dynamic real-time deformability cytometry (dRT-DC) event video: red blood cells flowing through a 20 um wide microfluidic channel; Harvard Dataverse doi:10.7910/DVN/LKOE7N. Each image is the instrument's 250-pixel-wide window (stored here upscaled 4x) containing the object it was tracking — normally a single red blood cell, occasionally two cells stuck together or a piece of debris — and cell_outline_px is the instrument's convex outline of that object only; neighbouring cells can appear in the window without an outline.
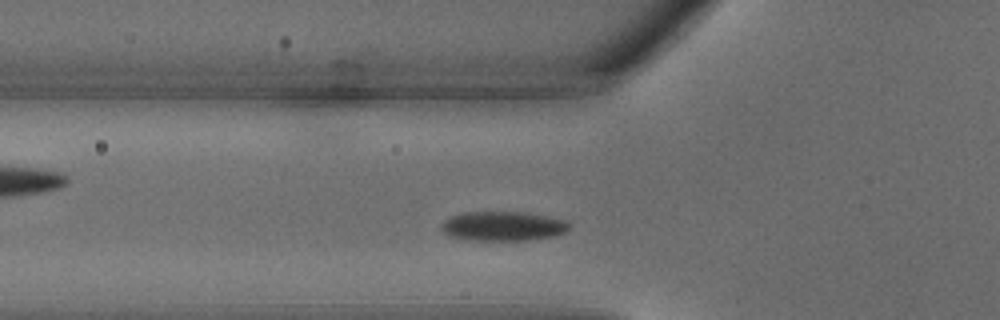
{"species": "common noctule bat (a hibernating species)", "species_latin": "Nyctalus noctula", "temperature_condition": "warm", "stored_images_in_passage": 27, "camera_frame_rate_fps": 3000, "um_per_image_px": 0.085, "animal": {"sex": "male", "body_mass_g": 18.8}, "frame": {"image": 1, "passage_image": 4, "time_ms": 1.0, "image_size_px": [1000, 320], "cell_outline_px": [[568, 228], [564, 232], [556, 236], [532, 240], [468, 240], [448, 236], [440, 228], [440, 224], [444, 220], [452, 216], [464, 212], [528, 212], [568, 220]], "centroid_in_image_um": [42.75, 19.22], "position_along_channel_um": 83.0, "area_um2": 22.2}}
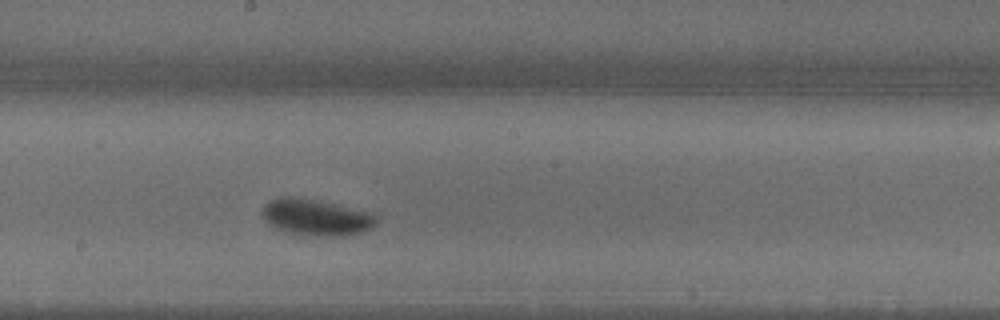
{"frame": {"image": 2, "passage_image": 11, "time_ms": 3.333, "image_size_px": [1000, 320], "cell_outline_px": [[380, 216], [376, 224], [372, 228], [348, 236], [316, 236], [288, 232], [276, 228], [268, 224], [260, 212], [264, 204], [272, 200], [288, 196], [312, 200], [376, 212]], "centroid_in_image_um": [26.94, 18.49], "position_along_channel_um": 221.3, "area_um2": 24.28}}
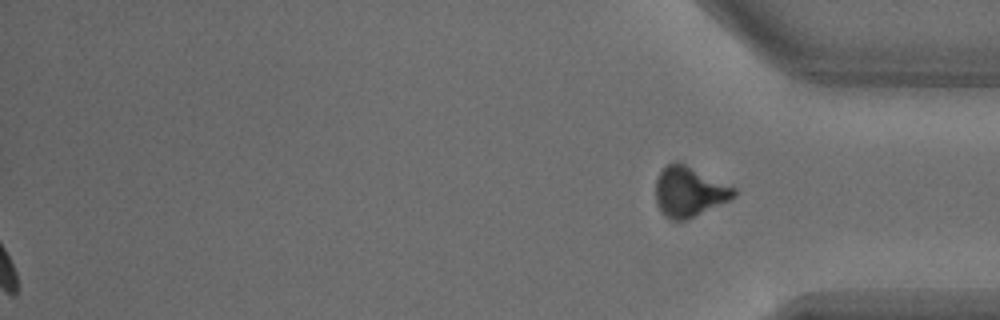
{"frame": {"image": 3, "passage_image": 27, "time_ms": 8.667, "image_size_px": [1000, 320], "cell_outline_px": [[736, 196], [688, 220], [672, 220], [664, 216], [660, 212], [656, 204], [656, 180], [660, 172], [668, 164], [676, 160], [680, 160], [736, 188]], "centroid_in_image_um": [58.56, 16.28], "position_along_channel_um": 376.6, "area_um2": 23.18}}